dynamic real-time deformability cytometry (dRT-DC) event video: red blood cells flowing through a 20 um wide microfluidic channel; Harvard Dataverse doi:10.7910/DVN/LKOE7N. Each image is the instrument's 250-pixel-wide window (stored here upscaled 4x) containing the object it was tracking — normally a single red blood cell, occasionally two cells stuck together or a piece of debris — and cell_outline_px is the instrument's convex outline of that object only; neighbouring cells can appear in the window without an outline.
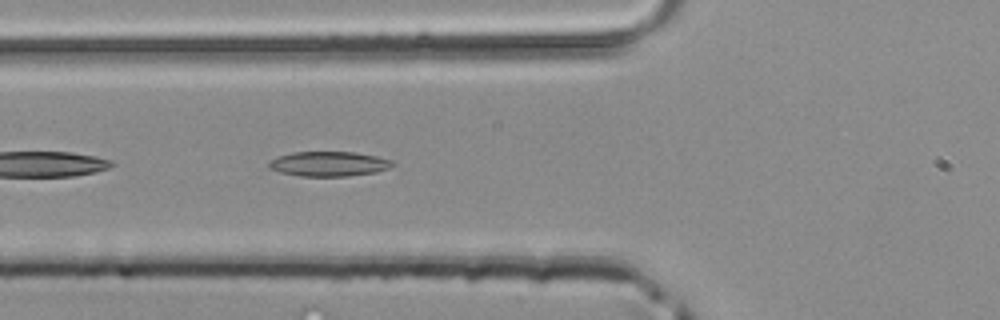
{"species": "common noctule bat (a hibernating species)", "species_latin": "Nyctalus noctula", "temperature_condition": "room temperature", "stored_images_in_passage": 36, "camera_frame_rate_fps": 3000, "um_per_image_px": 0.085, "animal": {"sex": "male", "body_mass_g": 20.4}, "frame": {"image": 1, "passage_image": 7, "time_ms": 2.0, "image_size_px": [1000, 320], "cell_outline_px": [[396, 164], [388, 168], [376, 172], [348, 176], [300, 176], [280, 172], [268, 168], [268, 160], [276, 156], [292, 152], [356, 152], [376, 156], [392, 160]], "centroid_in_image_um": [27.92, 13.92], "position_along_channel_um": 97.9, "area_um2": 18.03}}
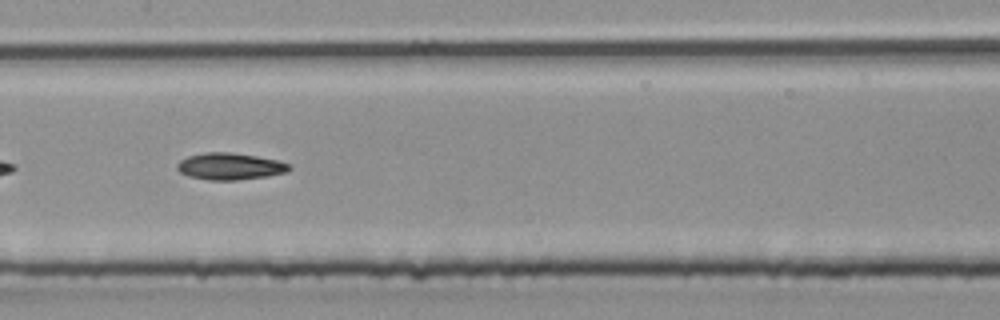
{"frame": {"image": 2, "passage_image": 13, "time_ms": 4.0, "image_size_px": [1000, 320], "cell_outline_px": [[292, 168], [288, 172], [268, 176], [236, 180], [208, 180], [188, 176], [180, 172], [176, 168], [176, 164], [180, 160], [188, 156], [204, 152], [228, 152], [256, 156], [276, 160], [288, 164]], "centroid_in_image_um": [19.52, 14.14], "position_along_channel_um": 187.9, "area_um2": 17.51}}
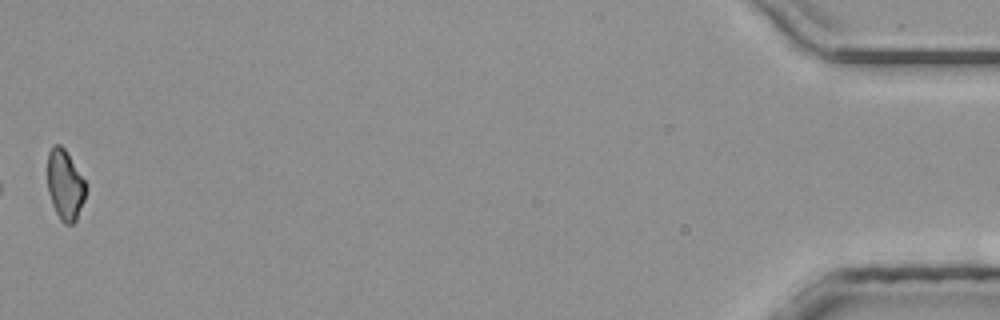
{"frame": {"image": 3, "passage_image": 36, "time_ms": 11.667, "image_size_px": [1000, 320], "cell_outline_px": [[88, 188], [84, 200], [76, 220], [72, 224], [64, 224], [60, 220], [52, 204], [48, 192], [48, 152], [52, 144], [60, 144], [64, 148], [84, 180]], "centroid_in_image_um": [5.52, 15.72], "position_along_channel_um": 429.7, "area_um2": 15.66}}